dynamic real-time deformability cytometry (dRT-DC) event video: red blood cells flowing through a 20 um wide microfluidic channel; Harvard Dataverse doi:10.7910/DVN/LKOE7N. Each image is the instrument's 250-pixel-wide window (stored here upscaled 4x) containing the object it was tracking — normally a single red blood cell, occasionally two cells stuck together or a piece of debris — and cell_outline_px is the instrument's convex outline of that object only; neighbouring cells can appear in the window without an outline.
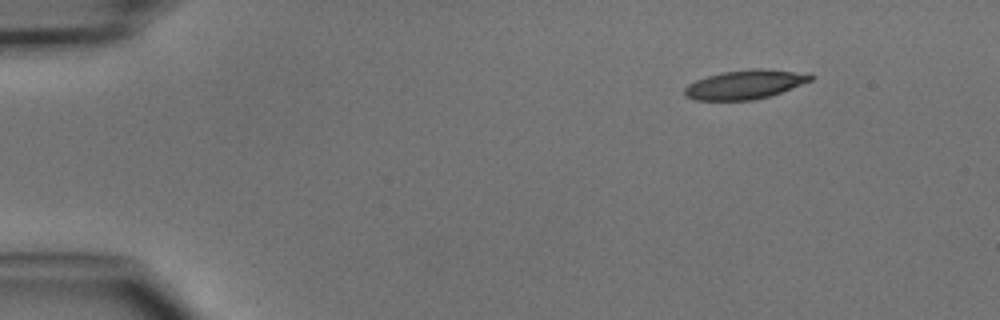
{"species": "common noctule bat (a hibernating species)", "species_latin": "Nyctalus noctula", "temperature_condition": "cold", "stored_images_in_passage": 4, "segment_of_instrument_passage": [1, 2], "camera_frame_rate_fps": 3000, "um_per_image_px": 0.085, "animal": {"sex": "male", "body_mass_g": 15.6}, "frame": {"image": 1, "passage_image": 1, "time_ms": 0.0, "image_size_px": [1000, 320], "cell_outline_px": [[816, 76], [812, 80], [780, 92], [768, 96], [752, 100], [692, 100], [684, 96], [684, 88], [688, 84], [696, 80], [708, 76], [724, 72], [752, 68], [760, 68], [792, 72]], "centroid_in_image_um": [63.25, 7.19], "position_along_channel_um": 21.8, "area_um2": 20.98}}